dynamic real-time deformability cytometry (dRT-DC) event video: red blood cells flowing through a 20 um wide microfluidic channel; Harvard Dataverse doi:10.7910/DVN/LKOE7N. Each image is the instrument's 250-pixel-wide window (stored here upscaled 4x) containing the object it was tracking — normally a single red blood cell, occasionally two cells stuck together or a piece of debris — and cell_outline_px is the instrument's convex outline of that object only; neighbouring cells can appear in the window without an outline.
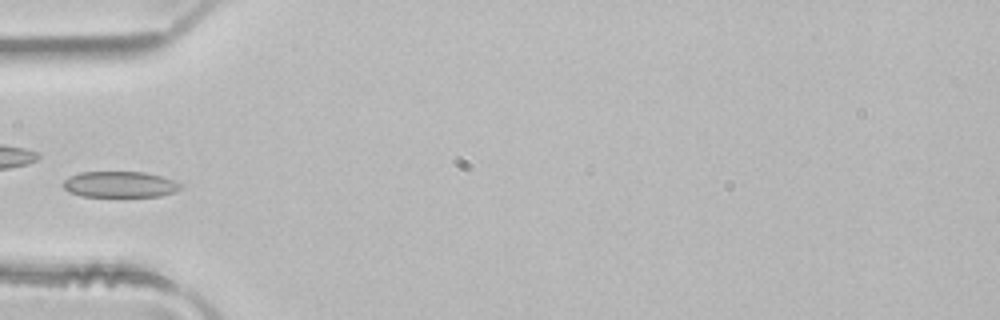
{"species": "common noctule bat (a hibernating species)", "species_latin": "Nyctalus noctula", "temperature_condition": "room temperature", "stored_images_in_passage": 3, "camera_frame_rate_fps": 3000, "um_per_image_px": 0.085, "animal": {"sex": "male", "body_mass_g": 21.5, "forearm_length_mm": 52.0}, "frame": {"image": 1, "passage_image": 3, "time_ms": 0.667, "image_size_px": [1000, 320], "cell_outline_px": [[184, 188], [176, 192], [160, 196], [80, 196], [68, 192], [64, 188], [64, 180], [80, 172], [144, 172], [160, 176], [172, 180], [180, 184]], "centroid_in_image_um": [10.21, 15.68], "position_along_channel_um": 74.8, "area_um2": 17.69}}